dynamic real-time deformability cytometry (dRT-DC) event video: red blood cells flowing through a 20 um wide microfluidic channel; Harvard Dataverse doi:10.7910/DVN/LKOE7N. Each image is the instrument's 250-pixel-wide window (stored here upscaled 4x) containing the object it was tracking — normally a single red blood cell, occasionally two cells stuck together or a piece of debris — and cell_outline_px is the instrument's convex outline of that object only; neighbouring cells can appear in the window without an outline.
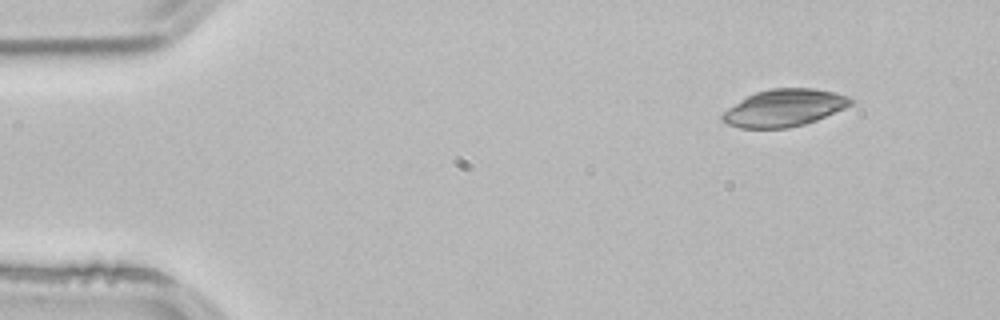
{"species": "common noctule bat (a hibernating species)", "species_latin": "Nyctalus noctula", "temperature_condition": "room temperature", "stored_images_in_passage": 3, "camera_frame_rate_fps": 3000, "um_per_image_px": 0.085, "animal": {"sex": "male", "body_mass_g": 21.5, "forearm_length_mm": 52.0}, "frame": {"image": 1, "passage_image": 1, "time_ms": 0.0, "image_size_px": [1000, 320], "cell_outline_px": [[856, 100], [852, 104], [844, 108], [816, 120], [804, 124], [788, 128], [740, 128], [728, 124], [720, 120], [720, 116], [728, 108], [748, 96], [756, 92], [772, 88], [812, 88], [836, 92], [848, 96]], "centroid_in_image_um": [66.67, 9.17], "position_along_channel_um": 18.3, "area_um2": 27.74}}